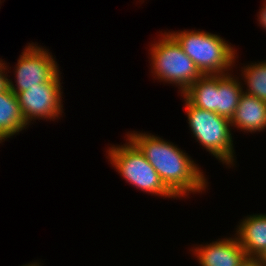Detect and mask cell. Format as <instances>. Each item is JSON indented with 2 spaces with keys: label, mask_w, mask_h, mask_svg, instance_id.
I'll use <instances>...</instances> for the list:
<instances>
[{
  "label": "cell",
  "mask_w": 266,
  "mask_h": 266,
  "mask_svg": "<svg viewBox=\"0 0 266 266\" xmlns=\"http://www.w3.org/2000/svg\"><path fill=\"white\" fill-rule=\"evenodd\" d=\"M126 136L139 148L165 186L178 199L206 191L208 181L203 170L178 146L150 133L133 131Z\"/></svg>",
  "instance_id": "6da1fadb"
},
{
  "label": "cell",
  "mask_w": 266,
  "mask_h": 266,
  "mask_svg": "<svg viewBox=\"0 0 266 266\" xmlns=\"http://www.w3.org/2000/svg\"><path fill=\"white\" fill-rule=\"evenodd\" d=\"M203 75L230 73L237 50L218 34L198 30L168 31Z\"/></svg>",
  "instance_id": "7a4b0ae2"
},
{
  "label": "cell",
  "mask_w": 266,
  "mask_h": 266,
  "mask_svg": "<svg viewBox=\"0 0 266 266\" xmlns=\"http://www.w3.org/2000/svg\"><path fill=\"white\" fill-rule=\"evenodd\" d=\"M158 39L149 47L153 78L175 84L182 95L203 74L169 32Z\"/></svg>",
  "instance_id": "3957f363"
},
{
  "label": "cell",
  "mask_w": 266,
  "mask_h": 266,
  "mask_svg": "<svg viewBox=\"0 0 266 266\" xmlns=\"http://www.w3.org/2000/svg\"><path fill=\"white\" fill-rule=\"evenodd\" d=\"M181 96L185 102L189 129L195 140L218 161L228 167L234 166L236 159L230 119L215 112L197 108L183 95Z\"/></svg>",
  "instance_id": "277c9868"
},
{
  "label": "cell",
  "mask_w": 266,
  "mask_h": 266,
  "mask_svg": "<svg viewBox=\"0 0 266 266\" xmlns=\"http://www.w3.org/2000/svg\"><path fill=\"white\" fill-rule=\"evenodd\" d=\"M123 145H113L107 149L110 163L120 176L133 187L148 194L164 198L177 197L165 186L157 171L148 162L139 148L127 138Z\"/></svg>",
  "instance_id": "5b68a950"
},
{
  "label": "cell",
  "mask_w": 266,
  "mask_h": 266,
  "mask_svg": "<svg viewBox=\"0 0 266 266\" xmlns=\"http://www.w3.org/2000/svg\"><path fill=\"white\" fill-rule=\"evenodd\" d=\"M21 54L16 68L14 67L16 84L9 79V89L16 95L30 87L51 81L60 72L56 59L45 47L28 43Z\"/></svg>",
  "instance_id": "8992f818"
},
{
  "label": "cell",
  "mask_w": 266,
  "mask_h": 266,
  "mask_svg": "<svg viewBox=\"0 0 266 266\" xmlns=\"http://www.w3.org/2000/svg\"><path fill=\"white\" fill-rule=\"evenodd\" d=\"M60 72L49 82L40 86L30 87L17 94L21 114L27 123L31 125L34 119H47L54 121L60 119L63 112L62 83ZM42 118V119H41Z\"/></svg>",
  "instance_id": "52a82bcc"
},
{
  "label": "cell",
  "mask_w": 266,
  "mask_h": 266,
  "mask_svg": "<svg viewBox=\"0 0 266 266\" xmlns=\"http://www.w3.org/2000/svg\"><path fill=\"white\" fill-rule=\"evenodd\" d=\"M191 251L200 266H239L246 257L244 249L235 237L217 239L204 246L197 245Z\"/></svg>",
  "instance_id": "ba28073f"
},
{
  "label": "cell",
  "mask_w": 266,
  "mask_h": 266,
  "mask_svg": "<svg viewBox=\"0 0 266 266\" xmlns=\"http://www.w3.org/2000/svg\"><path fill=\"white\" fill-rule=\"evenodd\" d=\"M230 122L231 127L234 126L245 133L263 132L266 128V102L242 93Z\"/></svg>",
  "instance_id": "9c48e42d"
},
{
  "label": "cell",
  "mask_w": 266,
  "mask_h": 266,
  "mask_svg": "<svg viewBox=\"0 0 266 266\" xmlns=\"http://www.w3.org/2000/svg\"><path fill=\"white\" fill-rule=\"evenodd\" d=\"M246 256L258 257L266 249V214L248 215L237 225L235 231Z\"/></svg>",
  "instance_id": "30bf717a"
},
{
  "label": "cell",
  "mask_w": 266,
  "mask_h": 266,
  "mask_svg": "<svg viewBox=\"0 0 266 266\" xmlns=\"http://www.w3.org/2000/svg\"><path fill=\"white\" fill-rule=\"evenodd\" d=\"M26 127L29 126L21 114L17 95L10 89L0 92V141L19 134Z\"/></svg>",
  "instance_id": "8fae6325"
},
{
  "label": "cell",
  "mask_w": 266,
  "mask_h": 266,
  "mask_svg": "<svg viewBox=\"0 0 266 266\" xmlns=\"http://www.w3.org/2000/svg\"><path fill=\"white\" fill-rule=\"evenodd\" d=\"M238 79L231 73L217 74L216 113L218 115L229 119L234 116L244 88Z\"/></svg>",
  "instance_id": "7c38bea8"
},
{
  "label": "cell",
  "mask_w": 266,
  "mask_h": 266,
  "mask_svg": "<svg viewBox=\"0 0 266 266\" xmlns=\"http://www.w3.org/2000/svg\"><path fill=\"white\" fill-rule=\"evenodd\" d=\"M217 74L202 75L182 95L195 107L216 113Z\"/></svg>",
  "instance_id": "4fadbf2b"
},
{
  "label": "cell",
  "mask_w": 266,
  "mask_h": 266,
  "mask_svg": "<svg viewBox=\"0 0 266 266\" xmlns=\"http://www.w3.org/2000/svg\"><path fill=\"white\" fill-rule=\"evenodd\" d=\"M242 68L241 77L247 85V89L243 90V93L266 102V60L259 63H250Z\"/></svg>",
  "instance_id": "5bb4252c"
},
{
  "label": "cell",
  "mask_w": 266,
  "mask_h": 266,
  "mask_svg": "<svg viewBox=\"0 0 266 266\" xmlns=\"http://www.w3.org/2000/svg\"><path fill=\"white\" fill-rule=\"evenodd\" d=\"M5 63V61H0V92L9 89V78L8 73L5 70H8V65ZM6 72V74H5Z\"/></svg>",
  "instance_id": "9a60e30c"
},
{
  "label": "cell",
  "mask_w": 266,
  "mask_h": 266,
  "mask_svg": "<svg viewBox=\"0 0 266 266\" xmlns=\"http://www.w3.org/2000/svg\"><path fill=\"white\" fill-rule=\"evenodd\" d=\"M257 16L259 24L263 27V29L266 30V0H264L262 9L259 11V14Z\"/></svg>",
  "instance_id": "2e32d148"
},
{
  "label": "cell",
  "mask_w": 266,
  "mask_h": 266,
  "mask_svg": "<svg viewBox=\"0 0 266 266\" xmlns=\"http://www.w3.org/2000/svg\"><path fill=\"white\" fill-rule=\"evenodd\" d=\"M239 266H261L257 257L246 256Z\"/></svg>",
  "instance_id": "e0dca14e"
},
{
  "label": "cell",
  "mask_w": 266,
  "mask_h": 266,
  "mask_svg": "<svg viewBox=\"0 0 266 266\" xmlns=\"http://www.w3.org/2000/svg\"><path fill=\"white\" fill-rule=\"evenodd\" d=\"M257 258H258V260H259L261 266H266V249H265V251H264L261 255H259Z\"/></svg>",
  "instance_id": "ac0fdd59"
},
{
  "label": "cell",
  "mask_w": 266,
  "mask_h": 266,
  "mask_svg": "<svg viewBox=\"0 0 266 266\" xmlns=\"http://www.w3.org/2000/svg\"><path fill=\"white\" fill-rule=\"evenodd\" d=\"M22 266H40V263H36V262H33V263H29L28 265L27 264H25V265H22Z\"/></svg>",
  "instance_id": "d6986e66"
}]
</instances>
